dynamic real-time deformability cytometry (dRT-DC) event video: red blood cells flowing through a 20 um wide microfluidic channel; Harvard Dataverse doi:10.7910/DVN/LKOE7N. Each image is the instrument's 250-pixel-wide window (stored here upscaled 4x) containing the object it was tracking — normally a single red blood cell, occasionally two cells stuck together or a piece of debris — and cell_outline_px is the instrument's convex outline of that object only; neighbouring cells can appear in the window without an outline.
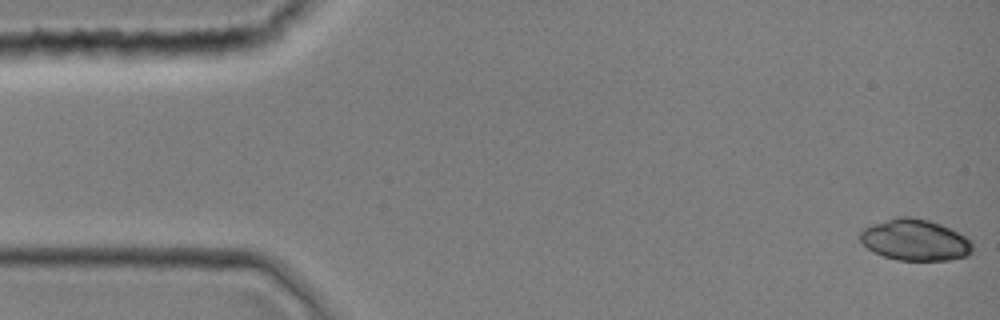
{"species": "common noctule bat (a hibernating species)", "species_latin": "Nyctalus noctula", "temperature_condition": "room temperature", "stored_images_in_passage": 44, "camera_frame_rate_fps": 3000, "um_per_image_px": 0.085, "animal": {"sex": "female", "body_mass_g": 19.0, "forearm_length_mm": 51.5}, "frame": {"image": 1, "passage_image": 1, "time_ms": 0.0, "image_size_px": [1000, 320], "cell_outline_px": [[972, 252], [964, 256], [948, 260], [900, 260], [884, 256], [868, 248], [860, 240], [860, 228], [896, 216], [908, 216], [928, 220], [940, 224], [960, 232], [972, 240]], "centroid_in_image_um": [77.78, 20.38], "position_along_channel_um": 7.2, "area_um2": 27.11}}
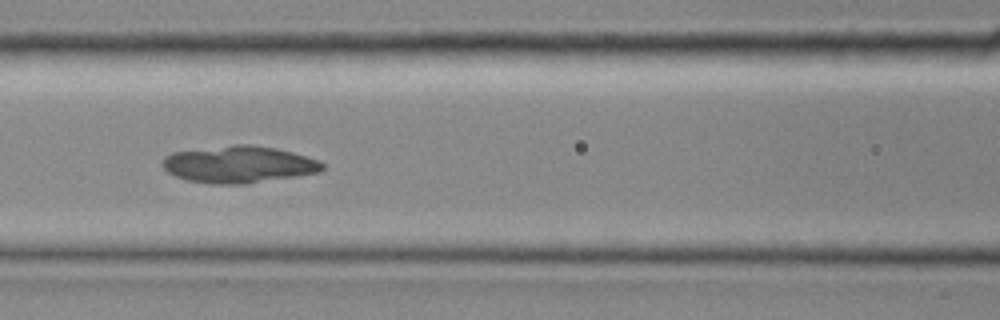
{"frame": {"image": 2, "passage_image": 19, "time_ms": 6.0, "image_size_px": [1000, 320], "cell_outline_px": [[324, 168], [320, 172], [296, 176], [244, 184], [212, 184], [188, 180], [176, 176], [168, 172], [160, 164], [164, 156], [172, 152], [232, 144], [252, 144], [276, 148], [292, 152], [320, 160], [324, 164]], "centroid_in_image_um": [20.29, 13.96], "position_along_channel_um": 146.3, "area_um2": 34.62}}
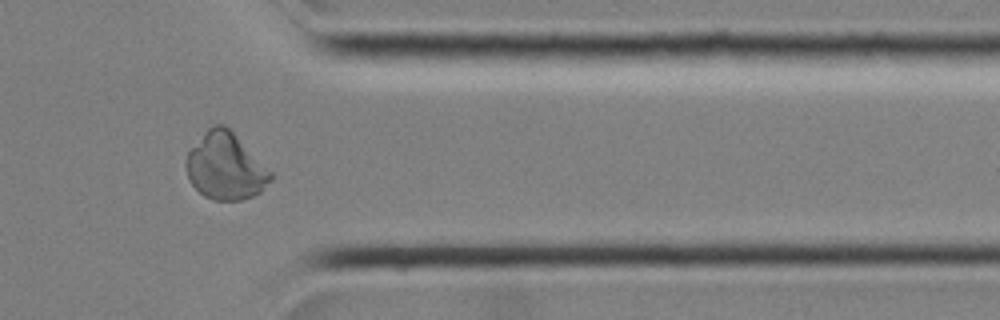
{"frame": {"image": 3, "passage_image": 36, "time_ms": 11.667, "image_size_px": [1000, 320], "cell_outline_px": [[276, 176], [260, 192], [252, 196], [240, 200], [212, 200], [204, 196], [192, 184], [188, 176], [184, 164], [188, 152], [204, 132], [212, 124], [224, 124]], "centroid_in_image_um": [19.16, 14.16], "position_along_channel_um": 392.2, "area_um2": 32.66}}